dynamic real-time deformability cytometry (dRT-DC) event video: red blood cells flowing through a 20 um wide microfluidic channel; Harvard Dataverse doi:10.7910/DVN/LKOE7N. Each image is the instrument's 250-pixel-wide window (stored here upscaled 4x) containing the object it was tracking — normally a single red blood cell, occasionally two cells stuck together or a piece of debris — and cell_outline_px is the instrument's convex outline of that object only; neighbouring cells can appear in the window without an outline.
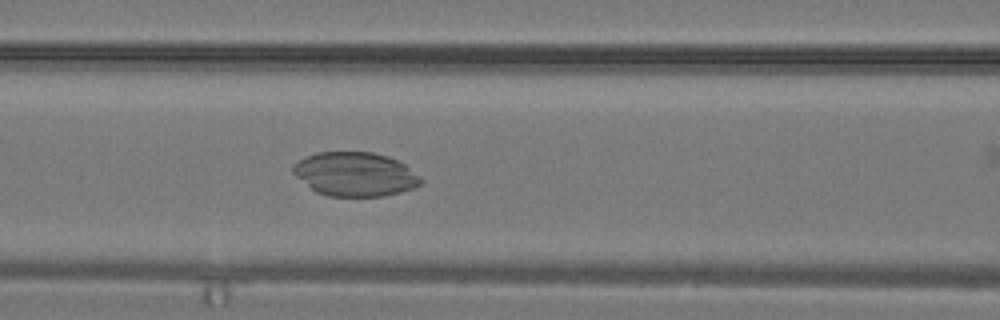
{"species": "common noctule bat (a hibernating species)", "species_latin": "Nyctalus noctula", "temperature_condition": "warm", "stored_images_in_passage": 8, "camera_frame_rate_fps": 3000, "um_per_image_px": 0.085, "animal": {"sex": "male", "body_mass_g": 19.2, "forearm_length_mm": 51.8}, "frame": {"image": 1, "passage_image": 7, "time_ms": 2.0, "image_size_px": [1000, 320], "cell_outline_px": [[424, 180], [420, 184], [412, 188], [400, 192], [384, 196], [328, 196], [316, 192], [296, 176], [292, 172], [292, 164], [316, 152], [372, 152], [388, 156], [404, 164], [420, 176]], "centroid_in_image_um": [30.18, 14.8], "position_along_channel_um": 136.4, "area_um2": 32.66}}